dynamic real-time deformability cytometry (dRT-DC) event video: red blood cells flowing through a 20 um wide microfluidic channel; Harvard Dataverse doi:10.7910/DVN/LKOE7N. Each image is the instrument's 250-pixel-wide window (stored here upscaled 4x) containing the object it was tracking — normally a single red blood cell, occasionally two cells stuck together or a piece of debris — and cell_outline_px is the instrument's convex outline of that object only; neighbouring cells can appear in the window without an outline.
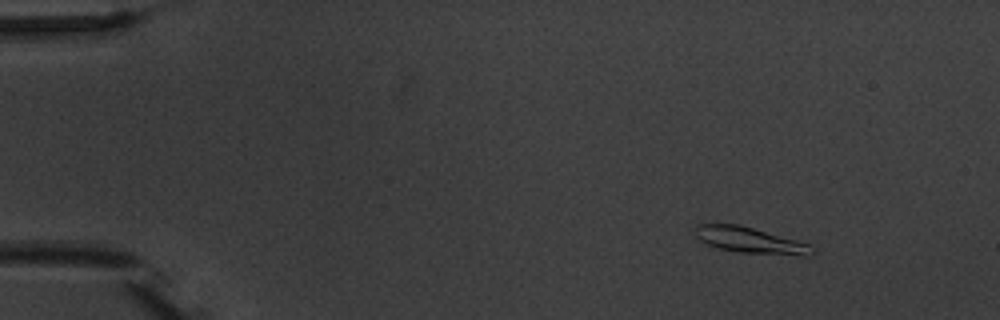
{"species": "common noctule bat (a hibernating species)", "species_latin": "Nyctalus noctula", "temperature_condition": "warm", "stored_images_in_passage": 4, "camera_frame_rate_fps": 3000, "um_per_image_px": 0.085, "animal": {"sex": "male", "body_mass_g": 20.1, "forearm_length_mm": 53.5}, "frame": {"image": 1, "passage_image": 2, "time_ms": 1.333, "image_size_px": [1000, 320], "cell_outline_px": [[816, 252], [808, 256], [800, 256], [740, 252], [716, 248], [700, 240], [696, 236], [692, 228], [696, 224], [740, 224], [812, 244]], "centroid_in_image_um": [63.8, 20.42], "position_along_channel_um": 21.2, "area_um2": 18.09}}